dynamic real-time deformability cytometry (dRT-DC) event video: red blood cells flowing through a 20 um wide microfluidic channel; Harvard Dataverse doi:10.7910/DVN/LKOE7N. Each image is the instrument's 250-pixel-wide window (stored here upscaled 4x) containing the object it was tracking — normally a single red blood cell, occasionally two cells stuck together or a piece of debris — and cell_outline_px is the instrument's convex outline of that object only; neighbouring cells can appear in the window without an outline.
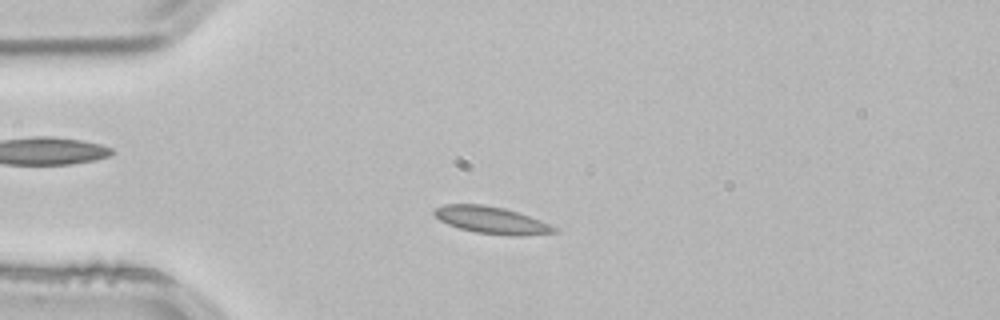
{"species": "common noctule bat (a hibernating species)", "species_latin": "Nyctalus noctula", "temperature_condition": "room temperature", "stored_images_in_passage": 51, "camera_frame_rate_fps": 3000, "um_per_image_px": 0.085, "animal": {"sex": "male", "body_mass_g": 21.5, "forearm_length_mm": 52.0}, "frame": {"image": 1, "passage_image": 11, "time_ms": 3.333, "image_size_px": [1000, 320], "cell_outline_px": [[556, 232], [520, 236], [512, 236], [476, 232], [460, 228], [448, 224], [440, 220], [432, 212], [432, 208], [444, 204], [484, 204], [504, 208], [540, 220], [556, 228]], "centroid_in_image_um": [41.72, 18.7], "position_along_channel_um": 43.3, "area_um2": 18.73}}
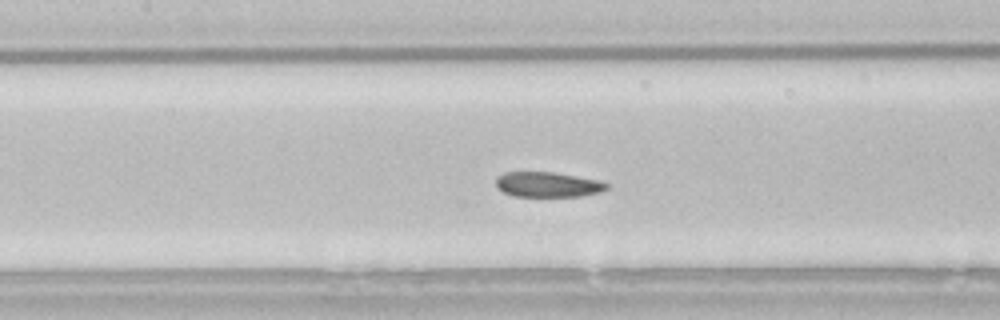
{"frame": {"image": 2, "passage_image": 22, "time_ms": 7.0, "image_size_px": [1000, 320], "cell_outline_px": [[608, 188], [600, 192], [580, 196], [512, 196], [496, 188], [496, 176], [504, 172], [552, 172], [600, 180], [608, 184]], "centroid_in_image_um": [46.53, 15.68], "position_along_channel_um": 160.9, "area_um2": 16.24}}
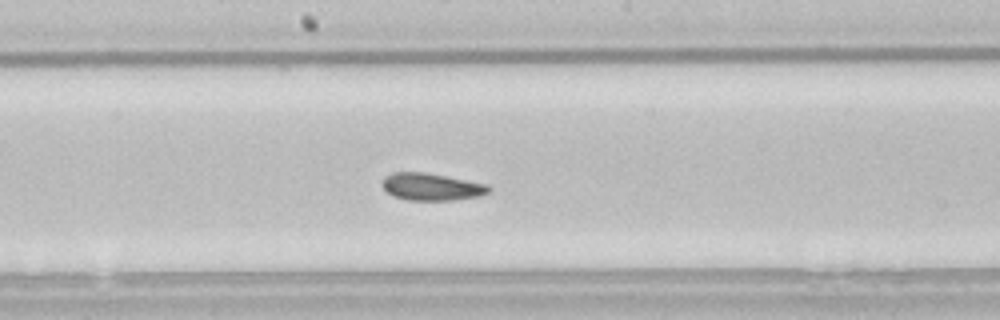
{"frame": {"image": 3, "passage_image": 26, "time_ms": 8.333, "image_size_px": [1000, 320], "cell_outline_px": [[492, 192], [480, 196], [452, 200], [408, 200], [392, 196], [380, 184], [384, 176], [392, 172], [428, 172], [488, 184], [492, 188]], "centroid_in_image_um": [36.7, 15.87], "position_along_channel_um": 211.5, "area_um2": 17.28}, "authors_computed_cell_mechanics": {"area_um2": 17.2822, "velocity_mm_per_s": 3.8135, "shape_relaxation_time_tau1_ms": 6.8854, "shape_relaxation_time_tau2_ms": 4.6855, "deformation_change_tau1": 0.125, "deformation_change_tau2": 0.0668}}